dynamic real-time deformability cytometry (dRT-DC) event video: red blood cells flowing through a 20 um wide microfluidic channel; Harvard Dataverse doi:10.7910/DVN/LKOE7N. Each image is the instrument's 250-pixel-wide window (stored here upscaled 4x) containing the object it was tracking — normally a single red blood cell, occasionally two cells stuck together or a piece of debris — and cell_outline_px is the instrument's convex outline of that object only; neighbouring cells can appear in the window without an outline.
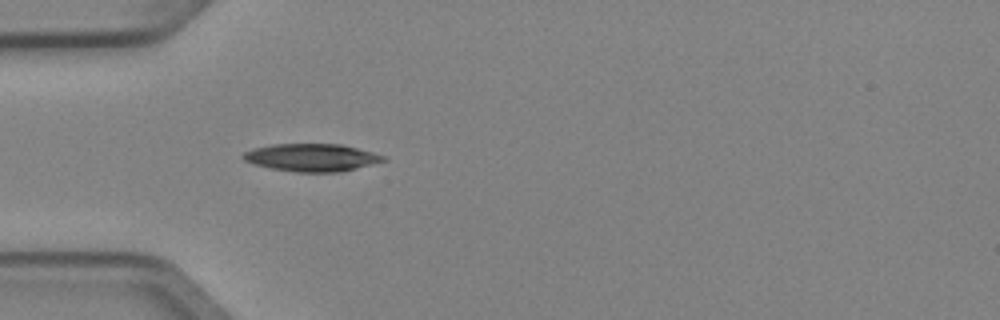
{"species": "Egyptian fruit bat (a non-hibernating species)", "species_latin": "Rousettus aegyptiacus", "temperature_condition": "cold", "stored_images_in_passage": 4, "camera_frame_rate_fps": 3000, "um_per_image_px": 0.085, "animal": {"sex": "female"}, "frame": {"image": 1, "passage_image": 4, "time_ms": 1.0, "image_size_px": [1000, 320], "cell_outline_px": [[388, 160], [340, 172], [296, 172], [272, 168], [256, 164], [244, 160], [240, 156], [244, 152], [252, 148], [272, 144], [340, 144], [372, 152], [384, 156]], "centroid_in_image_um": [26.47, 13.38], "position_along_channel_um": 58.5, "area_um2": 22.43}}